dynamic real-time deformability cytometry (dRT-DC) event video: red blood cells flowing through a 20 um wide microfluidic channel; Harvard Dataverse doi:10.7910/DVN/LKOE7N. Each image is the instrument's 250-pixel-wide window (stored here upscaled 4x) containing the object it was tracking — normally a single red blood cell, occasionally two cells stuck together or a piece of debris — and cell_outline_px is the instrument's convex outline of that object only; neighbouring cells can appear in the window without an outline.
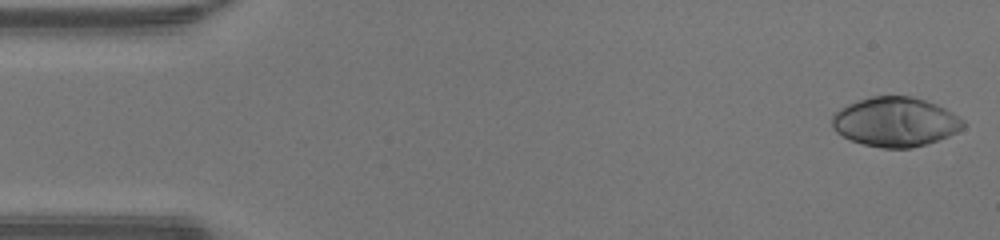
{"species": "human", "species_latin": "Homo sapiens", "temperature_condition": "warm", "stored_images_in_passage": 47, "camera_frame_rate_fps": 3000, "um_per_image_px": 0.085, "donor": {"sex": "male"}, "frame": {"image": 1, "passage_image": 1, "time_ms": 0.0, "image_size_px": [1000, 240], "cell_outline_px": [[964, 128], [948, 136], [912, 148], [884, 148], [864, 144], [852, 140], [836, 132], [832, 128], [832, 116], [840, 108], [848, 104], [872, 96], [912, 96], [936, 104], [952, 112], [964, 120]], "centroid_in_image_um": [76.1, 10.35], "position_along_channel_um": 8.9, "area_um2": 37.45}}
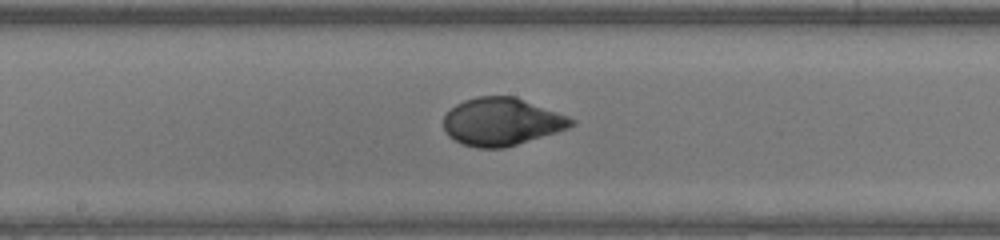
{"frame": {"image": 2, "passage_image": 24, "time_ms": 7.667, "image_size_px": [1000, 240], "cell_outline_px": [[576, 124], [568, 128], [556, 132], [504, 148], [476, 148], [464, 144], [448, 136], [444, 128], [444, 116], [456, 104], [464, 100], [476, 96], [516, 96], [568, 116], [576, 120]], "centroid_in_image_um": [42.65, 10.34], "position_along_channel_um": 205.5, "area_um2": 35.43}}
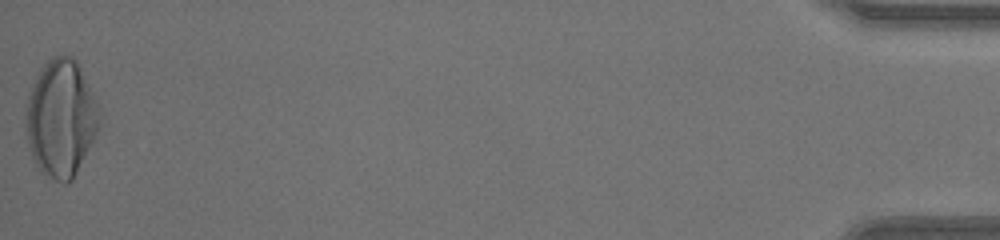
{"frame": {"image": 3, "passage_image": 47, "time_ms": 15.333, "image_size_px": [1000, 240], "cell_outline_px": [[104, 116], [100, 128], [72, 180], [68, 184], [64, 184], [40, 172], [32, 156], [28, 140], [28, 96], [40, 68], [52, 56], [72, 56], [76, 60]], "centroid_in_image_um": [5.24, 10.07], "position_along_channel_um": 430.0, "area_um2": 49.82}, "authors_computed_cell_mechanics": {"area_um2": 36.2984, "velocity_mm_per_s": 4.338, "shape_relaxation_time_tau1_ms": 4.4947, "shape_relaxation_time_tau2_ms": null, "deformation_change_tau1": 0.2675, "deformation_change_tau2": null}}